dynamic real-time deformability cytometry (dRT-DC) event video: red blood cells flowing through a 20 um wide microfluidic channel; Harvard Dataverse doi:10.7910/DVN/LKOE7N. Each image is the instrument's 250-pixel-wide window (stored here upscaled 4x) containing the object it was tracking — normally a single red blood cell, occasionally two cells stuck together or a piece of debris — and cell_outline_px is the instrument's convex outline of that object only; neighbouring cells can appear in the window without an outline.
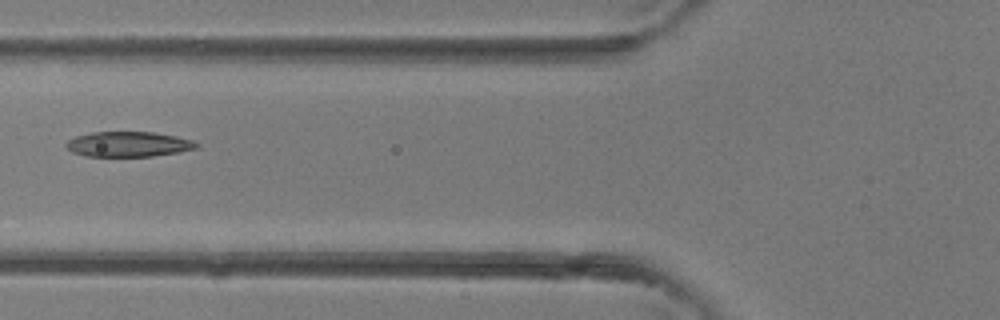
{"species": "common noctule bat (a hibernating species)", "species_latin": "Nyctalus noctula", "temperature_condition": "room temperature", "stored_images_in_passage": 3, "camera_frame_rate_fps": 3000, "um_per_image_px": 0.085, "animal": {"sex": "female"}, "frame": {"image": 1, "passage_image": 3, "time_ms": 0.667, "image_size_px": [1000, 320], "cell_outline_px": [[200, 148], [180, 152], [152, 156], [84, 156], [72, 152], [64, 144], [68, 140], [76, 136], [92, 132], [152, 132], [176, 136], [192, 140], [200, 144]], "centroid_in_image_um": [10.95, 12.26], "position_along_channel_um": 114.9, "area_um2": 19.19}}